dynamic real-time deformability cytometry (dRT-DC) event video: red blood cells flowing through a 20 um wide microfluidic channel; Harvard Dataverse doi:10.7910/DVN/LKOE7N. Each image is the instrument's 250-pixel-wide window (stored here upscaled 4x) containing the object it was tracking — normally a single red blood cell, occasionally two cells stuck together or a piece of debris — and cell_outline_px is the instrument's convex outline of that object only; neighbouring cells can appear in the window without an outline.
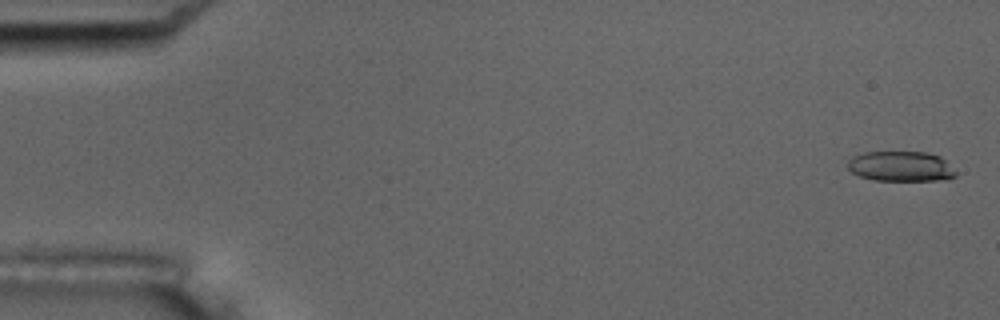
{"species": "common noctule bat (a hibernating species)", "species_latin": "Nyctalus noctula", "temperature_condition": "room temperature", "stored_images_in_passage": 4, "camera_frame_rate_fps": 3000, "um_per_image_px": 0.085, "animal": {"sex": "male", "body_mass_g": 17.5, "forearm_length_mm": 52.3}, "frame": {"image": 1, "passage_image": 1, "time_ms": 0.0, "image_size_px": [1000, 320], "cell_outline_px": [[956, 176], [948, 180], [872, 180], [860, 176], [852, 172], [848, 168], [848, 160], [852, 156], [864, 152], [928, 152], [940, 156], [956, 172]], "centroid_in_image_um": [76.57, 14.14], "position_along_channel_um": 8.4, "area_um2": 19.02}}